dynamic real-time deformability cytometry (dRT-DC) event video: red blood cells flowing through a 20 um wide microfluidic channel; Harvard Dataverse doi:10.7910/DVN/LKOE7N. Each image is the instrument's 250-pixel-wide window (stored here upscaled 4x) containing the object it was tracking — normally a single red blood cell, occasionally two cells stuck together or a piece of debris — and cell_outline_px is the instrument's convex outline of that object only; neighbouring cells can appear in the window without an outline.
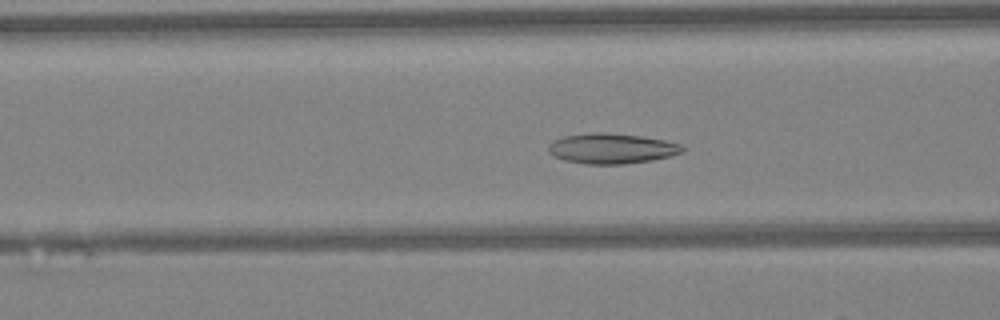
{"species": "Egyptian fruit bat (a non-hibernating species)", "species_latin": "Rousettus aegyptiacus", "temperature_condition": "warm", "stored_images_in_passage": 48, "camera_frame_rate_fps": 3000, "um_per_image_px": 0.085, "animal": {"sex": "female"}, "frame": {"image": 1, "passage_image": 19, "time_ms": 6.0, "image_size_px": [1000, 320], "cell_outline_px": [[684, 152], [672, 156], [652, 160], [624, 164], [584, 164], [564, 160], [552, 156], [548, 152], [548, 144], [552, 140], [564, 136], [592, 132], [604, 132], [640, 136], [664, 140], [680, 144], [684, 148]], "centroid_in_image_um": [51.96, 12.62], "position_along_channel_um": 114.6, "area_um2": 23.87}}
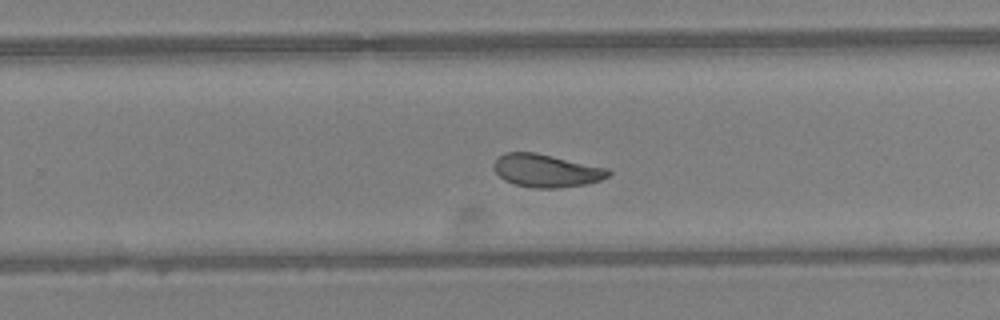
{"frame": {"image": 2, "passage_image": 31, "time_ms": 10.0, "image_size_px": [1000, 320], "cell_outline_px": [[612, 172], [608, 176], [600, 180], [584, 184], [560, 188], [532, 188], [516, 184], [504, 180], [496, 172], [492, 164], [504, 152], [532, 152], [552, 156], [608, 168]], "centroid_in_image_um": [46.43, 14.51], "position_along_channel_um": 283.4, "area_um2": 21.79}}
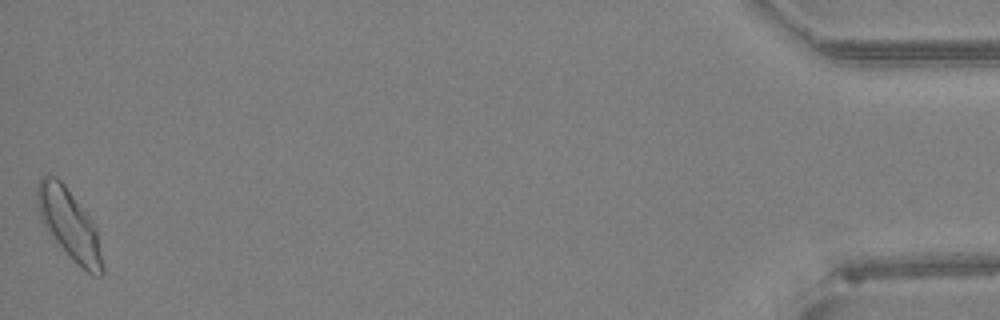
{"frame": {"image": 3, "passage_image": 48, "time_ms": 15.667, "image_size_px": [1000, 320], "cell_outline_px": [[104, 272], [100, 276], [88, 272], [76, 264], [72, 260], [48, 232], [40, 220], [36, 204], [36, 188], [40, 180], [44, 176], [56, 176], [64, 184], [92, 220], [96, 228], [104, 268]], "centroid_in_image_um": [5.87, 19.07], "position_along_channel_um": 429.3, "area_um2": 26.53}, "authors_computed_cell_mechanics": {"area_um2": 23.2067, "velocity_mm_per_s": 4.238, "shape_relaxation_time_tau1_ms": 9.4747, "shape_relaxation_time_tau2_ms": 2.1699, "deformation_change_tau1": 0.1716, "deformation_change_tau2": 0.0833}}